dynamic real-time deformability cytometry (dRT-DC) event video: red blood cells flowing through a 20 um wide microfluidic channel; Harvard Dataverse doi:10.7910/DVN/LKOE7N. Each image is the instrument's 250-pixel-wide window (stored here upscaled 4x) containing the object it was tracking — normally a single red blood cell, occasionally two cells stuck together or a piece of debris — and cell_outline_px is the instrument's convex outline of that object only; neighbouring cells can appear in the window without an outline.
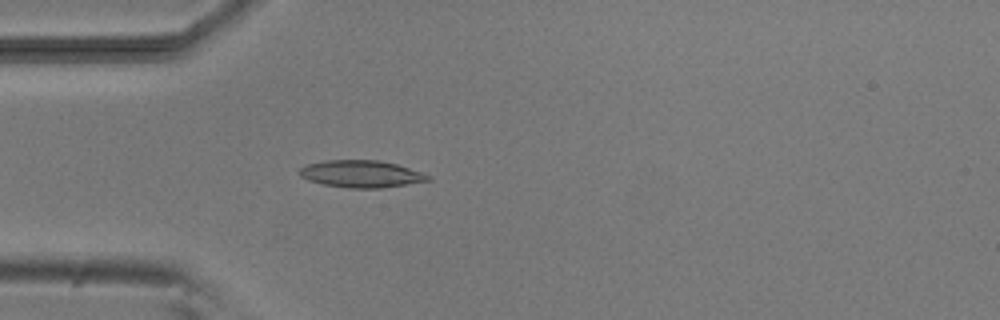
{"species": "common noctule bat (a hibernating species)", "species_latin": "Nyctalus noctula", "temperature_condition": "room temperature", "stored_images_in_passage": 5, "camera_frame_rate_fps": 3000, "um_per_image_px": 0.085, "animal": {"sex": "male", "body_mass_g": 20.5, "forearm_length_mm": 52.5}, "frame": {"image": 1, "passage_image": 5, "time_ms": 4.667, "image_size_px": [1000, 320], "cell_outline_px": [[432, 180], [380, 188], [348, 188], [324, 184], [308, 180], [300, 176], [300, 168], [308, 164], [324, 160], [380, 160], [396, 164], [432, 176]], "centroid_in_image_um": [30.7, 14.78], "position_along_channel_um": 54.3, "area_um2": 20.17}}